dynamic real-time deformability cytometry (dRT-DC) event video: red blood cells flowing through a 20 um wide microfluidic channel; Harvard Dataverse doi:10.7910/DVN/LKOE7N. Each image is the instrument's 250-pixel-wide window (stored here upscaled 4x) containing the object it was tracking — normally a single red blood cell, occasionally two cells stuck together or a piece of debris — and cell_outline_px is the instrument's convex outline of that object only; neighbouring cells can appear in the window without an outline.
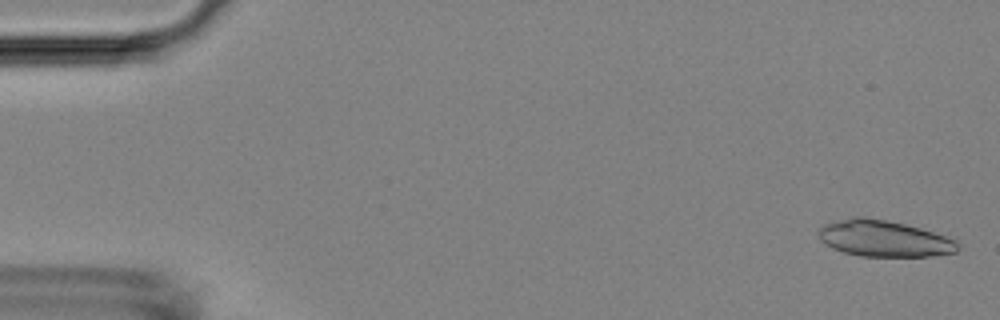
{"species": "Egyptian fruit bat (a non-hibernating species)", "species_latin": "Rousettus aegyptiacus", "temperature_condition": "room temperature", "stored_images_in_passage": 53, "segment_of_instrument_passage": [1, 2], "camera_frame_rate_fps": 3000, "um_per_image_px": 0.085, "animal": {"sex": "female"}, "frame": {"image": 1, "passage_image": 1, "time_ms": 0.0, "image_size_px": [1000, 320], "cell_outline_px": [[960, 248], [956, 252], [936, 256], [860, 256], [844, 252], [832, 248], [824, 244], [820, 240], [816, 232], [824, 224], [852, 216], [864, 216], [904, 224], [920, 228], [956, 240], [960, 244]], "centroid_in_image_um": [75.11, 20.28], "position_along_channel_um": 9.9, "area_um2": 29.59}}
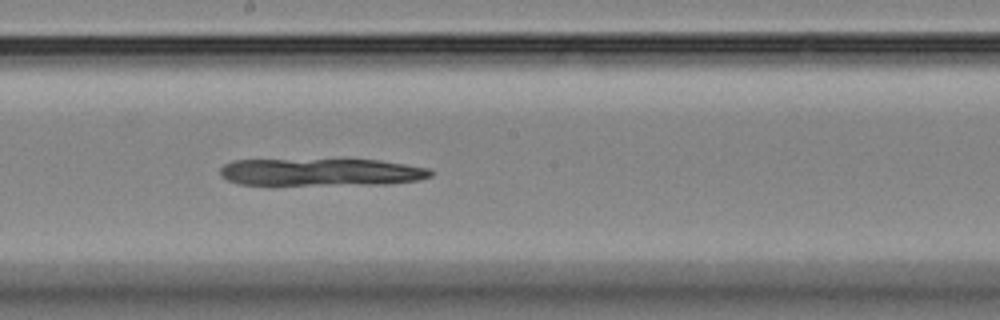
{"frame": {"image": 2, "passage_image": 28, "time_ms": 9.0, "image_size_px": [1000, 320], "cell_outline_px": [[432, 176], [420, 180], [388, 184], [276, 188], [268, 188], [240, 184], [228, 180], [220, 176], [220, 168], [224, 164], [232, 160], [380, 160], [432, 168]], "centroid_in_image_um": [27.23, 14.7], "position_along_channel_um": 221.0, "area_um2": 35.72}}
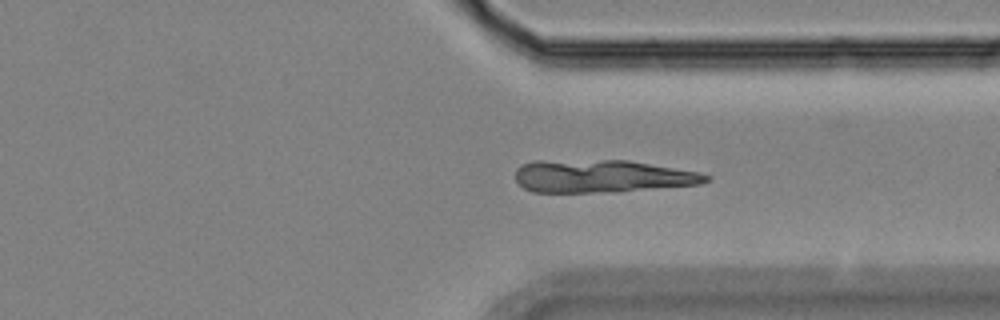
{"frame": {"image": 3, "passage_image": 39, "time_ms": 12.667, "image_size_px": [1000, 320], "cell_outline_px": [[712, 176], [708, 180], [700, 184], [616, 192], [532, 192], [524, 188], [516, 180], [516, 168], [520, 164], [536, 160], [628, 160], [696, 172]], "centroid_in_image_um": [51.11, 14.97], "position_along_channel_um": 360.3, "area_um2": 36.36}}